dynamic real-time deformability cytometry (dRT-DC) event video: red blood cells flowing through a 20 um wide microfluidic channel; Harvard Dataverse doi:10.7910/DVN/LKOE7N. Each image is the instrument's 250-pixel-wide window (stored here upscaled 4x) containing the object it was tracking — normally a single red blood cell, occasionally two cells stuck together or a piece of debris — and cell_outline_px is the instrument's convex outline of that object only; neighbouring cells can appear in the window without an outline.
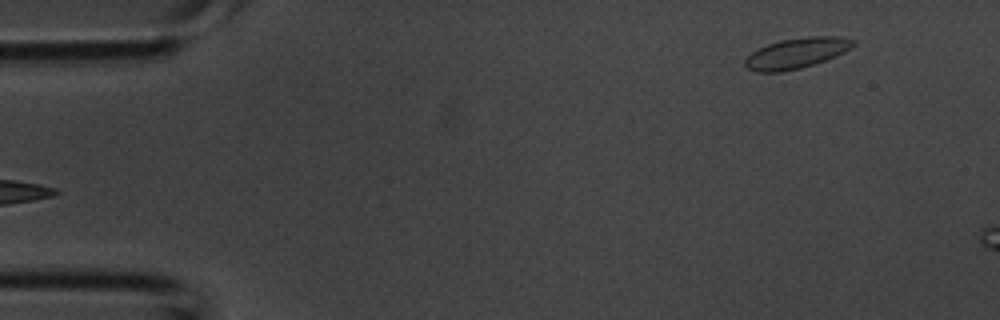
{"species": "common noctule bat (a hibernating species)", "species_latin": "Nyctalus noctula", "temperature_condition": "room temperature", "stored_images_in_passage": 2, "camera_frame_rate_fps": 3000, "um_per_image_px": 0.085, "animal": {"sex": "male", "body_mass_g": 20.1, "forearm_length_mm": 53.5}, "frame": {"image": 1, "passage_image": 2, "time_ms": 0.333, "image_size_px": [1000, 320], "cell_outline_px": [[856, 44], [844, 52], [836, 56], [800, 68], [780, 72], [756, 72], [748, 68], [744, 64], [744, 60], [752, 52], [768, 44], [780, 40], [808, 36], [840, 36], [856, 40]], "centroid_in_image_um": [67.72, 4.5], "position_along_channel_um": 17.3, "area_um2": 19.13}}